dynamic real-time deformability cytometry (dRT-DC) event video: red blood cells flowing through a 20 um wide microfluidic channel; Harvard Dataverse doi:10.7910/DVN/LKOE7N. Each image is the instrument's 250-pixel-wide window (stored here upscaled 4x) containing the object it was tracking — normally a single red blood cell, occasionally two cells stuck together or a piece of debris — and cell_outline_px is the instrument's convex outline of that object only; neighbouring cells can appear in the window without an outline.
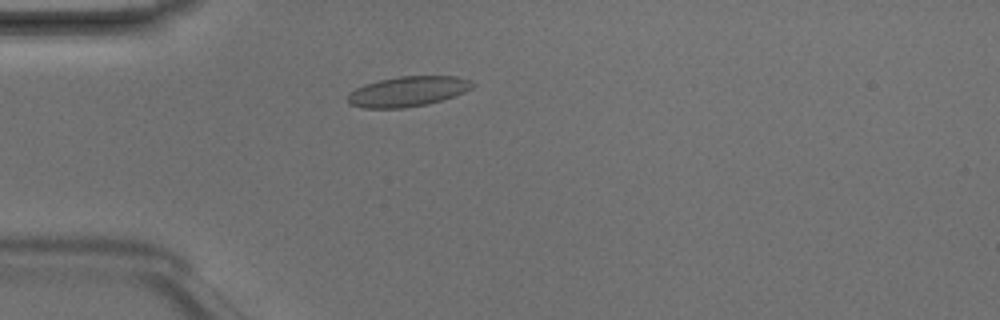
{"species": "Egyptian fruit bat (a non-hibernating species)", "species_latin": "Rousettus aegyptiacus", "temperature_condition": "room temperature", "stored_images_in_passage": 3, "camera_frame_rate_fps": 3000, "um_per_image_px": 0.085, "animal": {"sex": "male"}, "frame": {"image": 1, "passage_image": 3, "time_ms": 0.667, "image_size_px": [1000, 320], "cell_outline_px": [[476, 84], [472, 88], [464, 92], [428, 104], [404, 108], [364, 108], [348, 104], [348, 92], [364, 84], [380, 80], [400, 76], [456, 76], [468, 80]], "centroid_in_image_um": [34.63, 7.77], "position_along_channel_um": 50.4, "area_um2": 21.85}}